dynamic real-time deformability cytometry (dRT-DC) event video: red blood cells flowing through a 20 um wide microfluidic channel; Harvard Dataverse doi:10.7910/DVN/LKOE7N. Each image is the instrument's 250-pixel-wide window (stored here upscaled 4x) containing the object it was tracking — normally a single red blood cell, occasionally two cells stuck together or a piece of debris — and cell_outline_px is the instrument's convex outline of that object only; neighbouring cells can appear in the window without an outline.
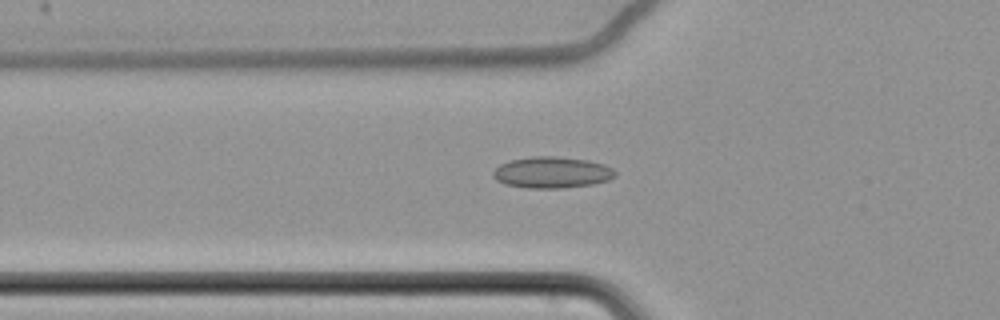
{"species": "common noctule bat (a hibernating species)", "species_latin": "Nyctalus noctula", "temperature_condition": "cold", "stored_images_in_passage": 63, "camera_frame_rate_fps": 3000, "um_per_image_px": 0.085, "animal": {"sex": "female", "body_mass_g": 22.7, "forearm_length_mm": 54.2}, "frame": {"image": 1, "passage_image": 25, "time_ms": 8.0, "image_size_px": [1000, 320], "cell_outline_px": [[616, 176], [608, 180], [592, 184], [560, 188], [528, 188], [504, 184], [496, 180], [492, 176], [492, 172], [500, 164], [508, 160], [532, 156], [556, 156], [588, 160], [604, 164], [612, 168], [616, 172]], "centroid_in_image_um": [46.89, 14.65], "position_along_channel_um": 78.9, "area_um2": 22.43}}
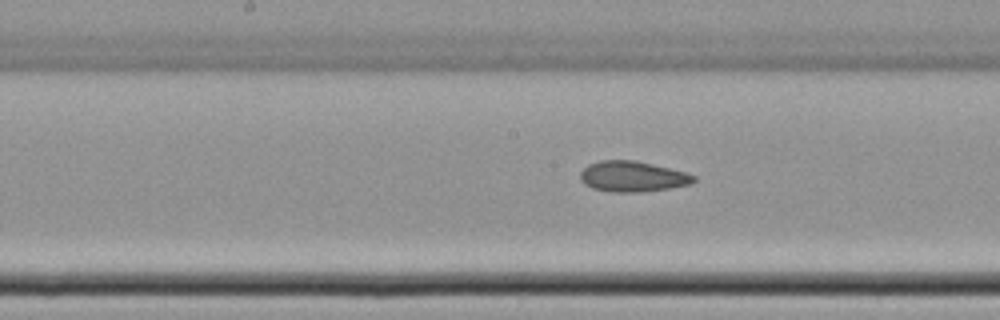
{"frame": {"image": 2, "passage_image": 35, "time_ms": 11.333, "image_size_px": [1000, 320], "cell_outline_px": [[696, 180], [692, 184], [668, 188], [640, 192], [612, 192], [592, 188], [584, 184], [580, 180], [580, 172], [588, 164], [600, 160], [636, 160], [688, 172], [696, 176]], "centroid_in_image_um": [53.78, 14.99], "position_along_channel_um": 194.4, "area_um2": 20.46}}
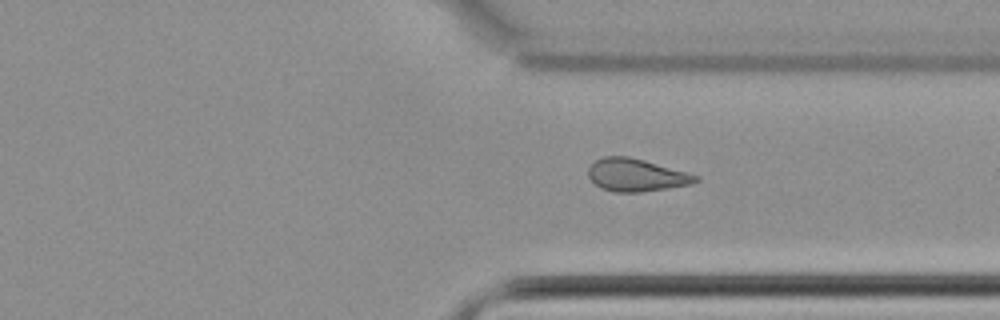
{"frame": {"image": 3, "passage_image": 49, "time_ms": 16.0, "image_size_px": [1000, 320], "cell_outline_px": [[700, 180], [692, 184], [668, 188], [640, 192], [616, 192], [600, 188], [588, 176], [588, 168], [596, 160], [604, 156], [628, 156], [644, 160], [688, 172], [700, 176]], "centroid_in_image_um": [54.1, 14.88], "position_along_channel_um": 357.3, "area_um2": 20.46}, "authors_computed_cell_mechanics": {"area_um2": 21.097, "velocity_mm_per_s": 3.4798, "shape_relaxation_time_tau1_ms": null, "shape_relaxation_time_tau2_ms": 3.1981, "deformation_change_tau1": null, "deformation_change_tau2": 0.0892}}